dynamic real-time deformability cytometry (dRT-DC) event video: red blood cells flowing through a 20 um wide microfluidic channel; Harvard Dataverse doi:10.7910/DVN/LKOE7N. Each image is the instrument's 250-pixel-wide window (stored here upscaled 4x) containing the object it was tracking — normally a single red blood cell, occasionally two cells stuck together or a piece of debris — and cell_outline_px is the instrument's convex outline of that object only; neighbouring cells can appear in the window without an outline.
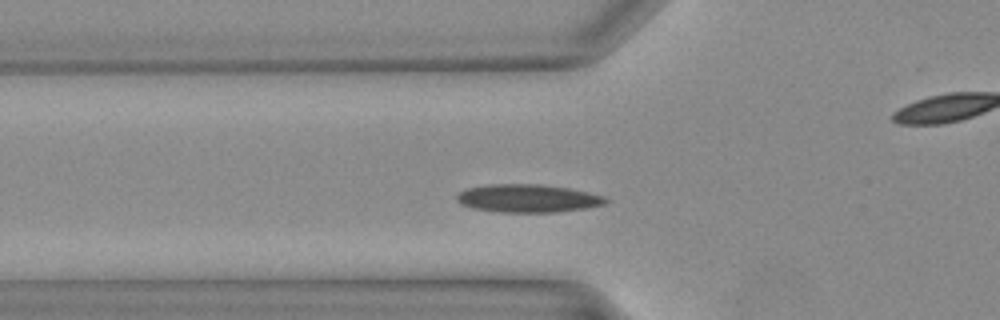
{"species": "Egyptian fruit bat (a non-hibernating species)", "species_latin": "Rousettus aegyptiacus", "temperature_condition": "warm", "stored_images_in_passage": 31, "camera_frame_rate_fps": 3000, "um_per_image_px": 0.085, "animal": {"sex": "female"}, "frame": {"image": 1, "passage_image": 5, "time_ms": 1.333, "image_size_px": [1000, 320], "cell_outline_px": [[608, 200], [604, 204], [584, 208], [556, 212], [496, 212], [472, 208], [460, 204], [456, 200], [456, 192], [464, 188], [488, 184], [540, 184], [568, 188], [588, 192], [604, 196]], "centroid_in_image_um": [44.77, 16.85], "position_along_channel_um": 81.0, "area_um2": 24.51}}
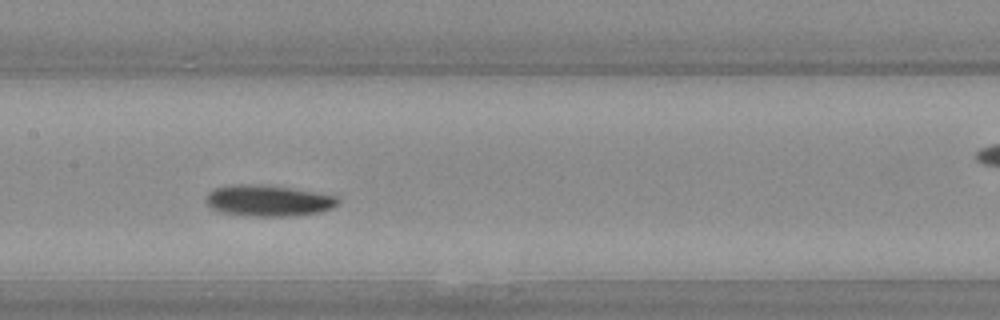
{"frame": {"image": 2, "passage_image": 11, "time_ms": 3.333, "image_size_px": [1000, 320], "cell_outline_px": [[340, 204], [332, 208], [320, 212], [292, 216], [252, 216], [224, 212], [212, 208], [208, 204], [208, 192], [216, 188], [232, 184], [268, 184], [320, 192], [340, 196]], "centroid_in_image_um": [22.92, 17.03], "position_along_channel_um": 184.5, "area_um2": 24.28}}
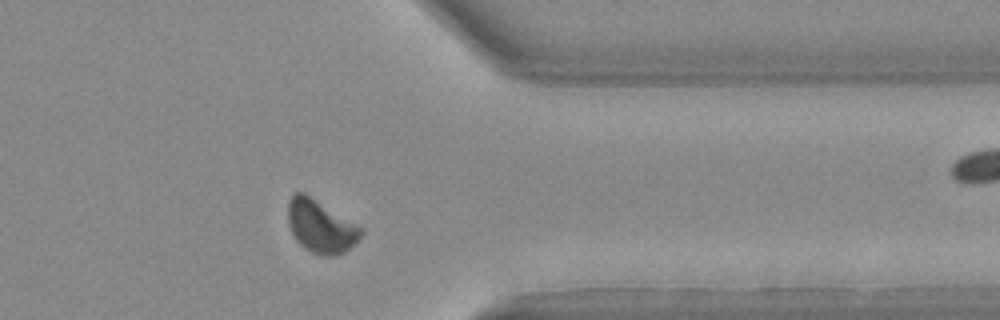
{"frame": {"image": 3, "passage_image": 23, "time_ms": 7.333, "image_size_px": [1000, 320], "cell_outline_px": [[364, 232], [360, 240], [344, 252], [336, 256], [320, 256], [304, 248], [296, 240], [288, 224], [288, 200], [296, 192], [304, 192], [364, 228]], "centroid_in_image_um": [27.29, 19.26], "position_along_channel_um": 384.1, "area_um2": 22.72}}